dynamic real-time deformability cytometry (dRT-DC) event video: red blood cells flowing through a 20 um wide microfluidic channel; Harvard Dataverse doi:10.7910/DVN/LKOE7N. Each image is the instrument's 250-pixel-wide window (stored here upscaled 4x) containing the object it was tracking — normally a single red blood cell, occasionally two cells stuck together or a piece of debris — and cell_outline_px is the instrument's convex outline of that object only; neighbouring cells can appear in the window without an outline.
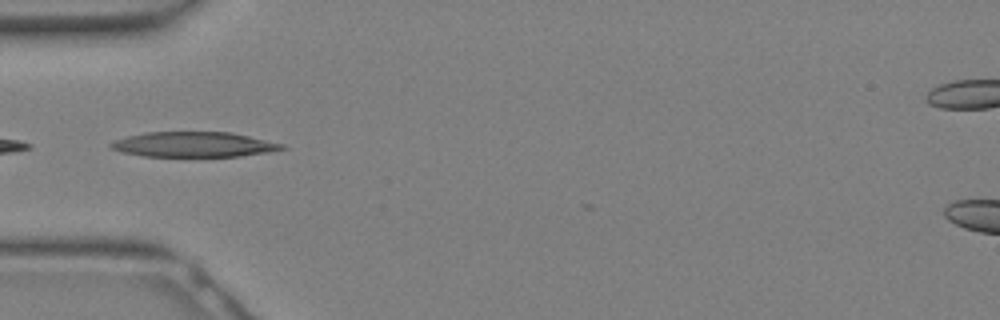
{"species": "Egyptian fruit bat (a non-hibernating species)", "species_latin": "Rousettus aegyptiacus", "temperature_condition": "warm", "stored_images_in_passage": 8, "camera_frame_rate_fps": 3000, "um_per_image_px": 0.085, "animal": {"sex": "female"}, "frame": {"image": 1, "passage_image": 1, "time_ms": 0.0, "image_size_px": [1000, 320], "cell_outline_px": [[288, 148], [240, 156], [144, 156], [120, 152], [108, 148], [108, 144], [116, 140], [128, 136], [148, 132], [228, 132], [248, 136], [284, 144]], "centroid_in_image_um": [16.41, 12.28], "position_along_channel_um": 68.6, "area_um2": 24.8}}